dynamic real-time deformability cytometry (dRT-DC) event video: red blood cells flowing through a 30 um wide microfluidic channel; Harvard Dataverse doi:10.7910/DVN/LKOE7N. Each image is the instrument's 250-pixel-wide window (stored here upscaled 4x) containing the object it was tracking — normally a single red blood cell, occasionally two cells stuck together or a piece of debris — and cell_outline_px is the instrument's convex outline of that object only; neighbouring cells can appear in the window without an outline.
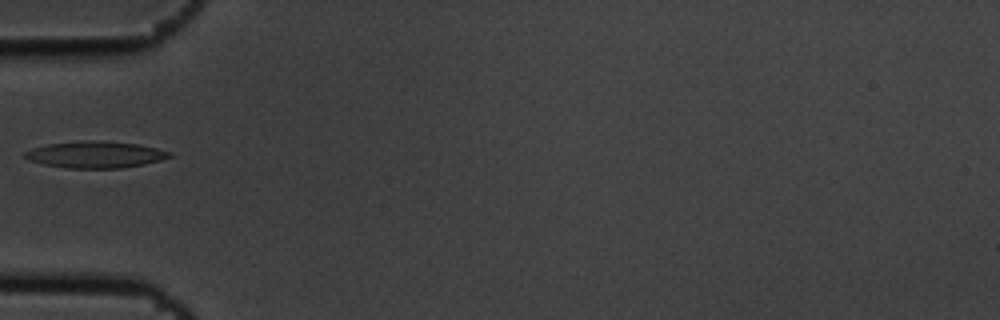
{"species": "common noctule bat (a hibernating species)", "species_latin": "Nyctalus noctula", "temperature_condition": "cold", "stored_images_in_passage": 7, "camera_frame_rate_fps": 3000, "um_per_image_px": 0.085, "animal": {"sex": "male", "body_mass_g": 19.5, "forearm_length_mm": 54.6}, "frame": {"image": 1, "passage_image": 6, "time_ms": 1.667, "image_size_px": [1000, 320], "cell_outline_px": [[172, 156], [160, 160], [144, 164], [120, 168], [68, 168], [44, 164], [28, 160], [24, 156], [24, 152], [32, 148], [48, 144], [84, 140], [100, 140], [136, 144], [156, 148], [172, 152]], "centroid_in_image_um": [8.09, 13.13], "position_along_channel_um": 76.9, "area_um2": 22.37}}
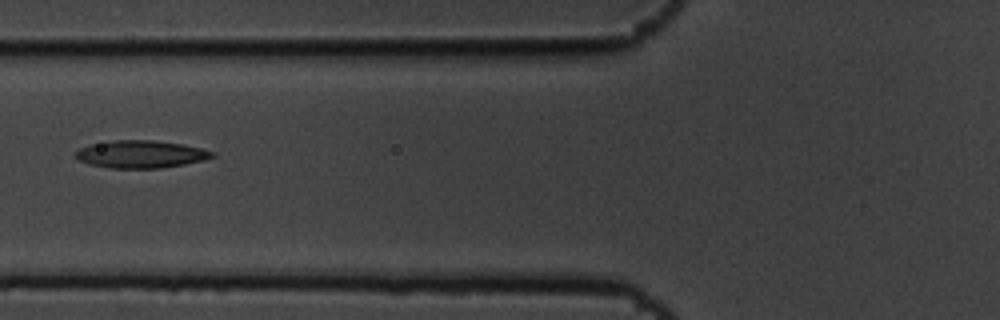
{"frame": {"image": 2, "passage_image": 7, "time_ms": 2.0, "image_size_px": [1000, 320], "cell_outline_px": [[216, 156], [204, 160], [184, 164], [160, 168], [108, 168], [88, 164], [72, 156], [72, 152], [80, 148], [92, 144], [116, 140], [152, 140], [184, 144], [216, 152]], "centroid_in_image_um": [11.95, 13.11], "position_along_channel_um": 113.8, "area_um2": 22.08}}